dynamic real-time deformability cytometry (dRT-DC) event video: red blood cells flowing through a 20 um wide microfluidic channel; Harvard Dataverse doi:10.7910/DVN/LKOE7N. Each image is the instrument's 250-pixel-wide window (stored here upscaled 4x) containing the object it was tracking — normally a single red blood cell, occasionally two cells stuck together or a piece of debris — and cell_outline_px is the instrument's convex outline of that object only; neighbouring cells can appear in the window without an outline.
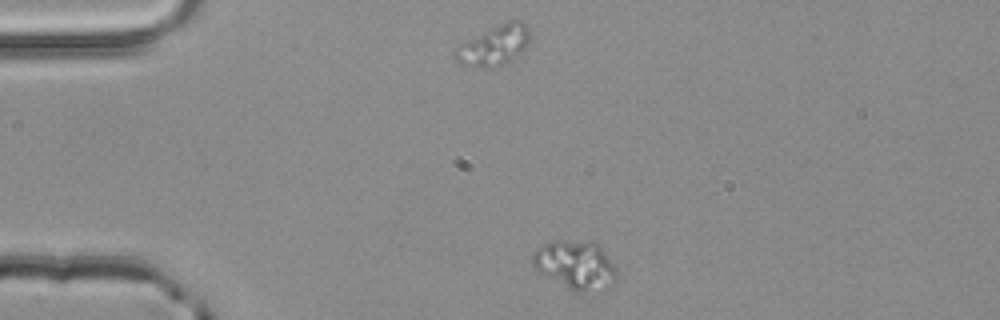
{"species": "common noctule bat (a hibernating species)", "species_latin": "Nyctalus noctula", "temperature_condition": "room temperature", "stored_images_in_passage": 2, "camera_frame_rate_fps": 3000, "um_per_image_px": 0.085, "animal": {"sex": "male", "body_mass_g": 20.4}, "frame": {"image": 1, "passage_image": 1, "time_ms": 0.0, "image_size_px": [1000, 320], "cell_outline_px": [[616, 284], [608, 288], [584, 296], [568, 288], [532, 268], [532, 252], [536, 248], [552, 240], [564, 240], [600, 244], [616, 268]], "centroid_in_image_um": [48.93, 22.57], "position_along_channel_um": 36.1, "area_um2": 24.45}}